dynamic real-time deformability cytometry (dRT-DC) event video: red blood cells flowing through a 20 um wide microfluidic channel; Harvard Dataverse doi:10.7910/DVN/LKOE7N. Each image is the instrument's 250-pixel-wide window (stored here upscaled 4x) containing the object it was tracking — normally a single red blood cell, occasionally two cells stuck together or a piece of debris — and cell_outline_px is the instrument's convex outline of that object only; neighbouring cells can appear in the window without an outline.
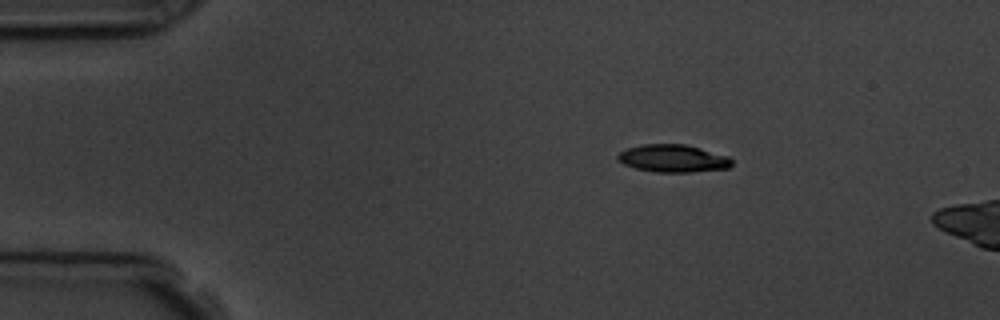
{"species": "common noctule bat (a hibernating species)", "species_latin": "Nyctalus noctula", "temperature_condition": "room temperature", "stored_images_in_passage": 6, "camera_frame_rate_fps": 3000, "um_per_image_px": 0.085, "animal": {"sex": "male", "body_mass_g": 19.5, "forearm_length_mm": 54.6}, "frame": {"image": 1, "passage_image": 6, "time_ms": 6.0, "image_size_px": [1000, 320], "cell_outline_px": [[732, 164], [728, 168], [692, 172], [656, 172], [636, 168], [624, 164], [616, 160], [616, 156], [620, 152], [628, 148], [644, 144], [684, 144], [700, 148], [728, 156], [732, 160]], "centroid_in_image_um": [57.19, 13.47], "position_along_channel_um": 27.8, "area_um2": 18.26}}